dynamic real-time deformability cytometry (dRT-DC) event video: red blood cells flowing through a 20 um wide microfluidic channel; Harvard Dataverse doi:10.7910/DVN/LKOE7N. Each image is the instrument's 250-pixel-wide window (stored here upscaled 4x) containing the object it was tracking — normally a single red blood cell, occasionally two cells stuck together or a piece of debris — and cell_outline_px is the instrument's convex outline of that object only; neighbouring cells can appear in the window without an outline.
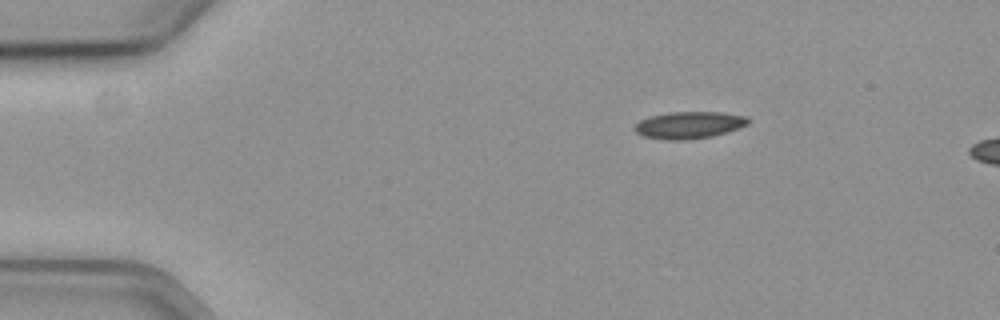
{"species": "common noctule bat (a hibernating species)", "species_latin": "Nyctalus noctula", "temperature_condition": "cold", "stored_images_in_passage": 4, "camera_frame_rate_fps": 3000, "um_per_image_px": 0.085, "animal": {"sex": "female", "body_mass_g": 19.3, "forearm_length_mm": 54.1}, "frame": {"image": 1, "passage_image": 1, "time_ms": 0.0, "image_size_px": [1000, 320], "cell_outline_px": [[748, 124], [712, 136], [688, 140], [664, 140], [644, 136], [636, 132], [632, 128], [640, 120], [648, 116], [672, 112], [720, 112], [748, 116]], "centroid_in_image_um": [58.52, 10.63], "position_along_channel_um": 26.5, "area_um2": 17.8}}